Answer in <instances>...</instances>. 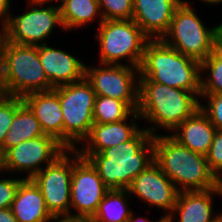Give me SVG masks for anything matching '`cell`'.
Masks as SVG:
<instances>
[{"instance_id":"cell-12","label":"cell","mask_w":222,"mask_h":222,"mask_svg":"<svg viewBox=\"0 0 222 222\" xmlns=\"http://www.w3.org/2000/svg\"><path fill=\"white\" fill-rule=\"evenodd\" d=\"M66 150L62 143L47 134L23 141L2 154L3 171L27 172L25 179H32L42 170V163L43 165L53 163Z\"/></svg>"},{"instance_id":"cell-22","label":"cell","mask_w":222,"mask_h":222,"mask_svg":"<svg viewBox=\"0 0 222 222\" xmlns=\"http://www.w3.org/2000/svg\"><path fill=\"white\" fill-rule=\"evenodd\" d=\"M45 135L39 121L30 108L23 103L13 117L9 131L0 144V152L3 154L7 149L20 144L23 141Z\"/></svg>"},{"instance_id":"cell-5","label":"cell","mask_w":222,"mask_h":222,"mask_svg":"<svg viewBox=\"0 0 222 222\" xmlns=\"http://www.w3.org/2000/svg\"><path fill=\"white\" fill-rule=\"evenodd\" d=\"M0 63L7 95L23 98L53 89L39 60L38 46L15 44L0 37Z\"/></svg>"},{"instance_id":"cell-10","label":"cell","mask_w":222,"mask_h":222,"mask_svg":"<svg viewBox=\"0 0 222 222\" xmlns=\"http://www.w3.org/2000/svg\"><path fill=\"white\" fill-rule=\"evenodd\" d=\"M80 157L77 148L67 149L32 178L40 188L46 207L52 216L72 213L70 212L71 178L73 164Z\"/></svg>"},{"instance_id":"cell-20","label":"cell","mask_w":222,"mask_h":222,"mask_svg":"<svg viewBox=\"0 0 222 222\" xmlns=\"http://www.w3.org/2000/svg\"><path fill=\"white\" fill-rule=\"evenodd\" d=\"M217 129L199 108L185 119L171 134L181 145L192 151L207 155Z\"/></svg>"},{"instance_id":"cell-30","label":"cell","mask_w":222,"mask_h":222,"mask_svg":"<svg viewBox=\"0 0 222 222\" xmlns=\"http://www.w3.org/2000/svg\"><path fill=\"white\" fill-rule=\"evenodd\" d=\"M25 178H2L0 179V209L11 208L17 189Z\"/></svg>"},{"instance_id":"cell-31","label":"cell","mask_w":222,"mask_h":222,"mask_svg":"<svg viewBox=\"0 0 222 222\" xmlns=\"http://www.w3.org/2000/svg\"><path fill=\"white\" fill-rule=\"evenodd\" d=\"M209 169L214 173L222 166V131L216 130L215 136L206 155Z\"/></svg>"},{"instance_id":"cell-34","label":"cell","mask_w":222,"mask_h":222,"mask_svg":"<svg viewBox=\"0 0 222 222\" xmlns=\"http://www.w3.org/2000/svg\"><path fill=\"white\" fill-rule=\"evenodd\" d=\"M222 166L213 173V186L212 189L218 196H222Z\"/></svg>"},{"instance_id":"cell-17","label":"cell","mask_w":222,"mask_h":222,"mask_svg":"<svg viewBox=\"0 0 222 222\" xmlns=\"http://www.w3.org/2000/svg\"><path fill=\"white\" fill-rule=\"evenodd\" d=\"M132 117L128 123V118L106 124L94 123L89 135L83 140V148L77 151L80 155H92L130 140L140 130L136 124V120L141 118L140 115L134 111Z\"/></svg>"},{"instance_id":"cell-33","label":"cell","mask_w":222,"mask_h":222,"mask_svg":"<svg viewBox=\"0 0 222 222\" xmlns=\"http://www.w3.org/2000/svg\"><path fill=\"white\" fill-rule=\"evenodd\" d=\"M10 2H12L11 0H0V21L1 23V28L3 29L6 24L9 21V18L11 16V13L9 11L10 10Z\"/></svg>"},{"instance_id":"cell-13","label":"cell","mask_w":222,"mask_h":222,"mask_svg":"<svg viewBox=\"0 0 222 222\" xmlns=\"http://www.w3.org/2000/svg\"><path fill=\"white\" fill-rule=\"evenodd\" d=\"M108 190L87 159L80 157L73 164L70 211L77 210L73 215L92 218Z\"/></svg>"},{"instance_id":"cell-36","label":"cell","mask_w":222,"mask_h":222,"mask_svg":"<svg viewBox=\"0 0 222 222\" xmlns=\"http://www.w3.org/2000/svg\"><path fill=\"white\" fill-rule=\"evenodd\" d=\"M216 48L222 49V23L214 27Z\"/></svg>"},{"instance_id":"cell-7","label":"cell","mask_w":222,"mask_h":222,"mask_svg":"<svg viewBox=\"0 0 222 222\" xmlns=\"http://www.w3.org/2000/svg\"><path fill=\"white\" fill-rule=\"evenodd\" d=\"M96 39L99 40L100 64H123L140 68L146 43L150 40L132 20H103Z\"/></svg>"},{"instance_id":"cell-27","label":"cell","mask_w":222,"mask_h":222,"mask_svg":"<svg viewBox=\"0 0 222 222\" xmlns=\"http://www.w3.org/2000/svg\"><path fill=\"white\" fill-rule=\"evenodd\" d=\"M103 20H130L133 0H98Z\"/></svg>"},{"instance_id":"cell-16","label":"cell","mask_w":222,"mask_h":222,"mask_svg":"<svg viewBox=\"0 0 222 222\" xmlns=\"http://www.w3.org/2000/svg\"><path fill=\"white\" fill-rule=\"evenodd\" d=\"M38 55L53 88L79 81L85 77L86 65L75 55L49 47L47 43L38 46Z\"/></svg>"},{"instance_id":"cell-15","label":"cell","mask_w":222,"mask_h":222,"mask_svg":"<svg viewBox=\"0 0 222 222\" xmlns=\"http://www.w3.org/2000/svg\"><path fill=\"white\" fill-rule=\"evenodd\" d=\"M184 0H133L132 20L150 40L167 33L175 10Z\"/></svg>"},{"instance_id":"cell-39","label":"cell","mask_w":222,"mask_h":222,"mask_svg":"<svg viewBox=\"0 0 222 222\" xmlns=\"http://www.w3.org/2000/svg\"><path fill=\"white\" fill-rule=\"evenodd\" d=\"M202 2H204V3H209V5L211 4V5H216V4H219V3H222V0H202Z\"/></svg>"},{"instance_id":"cell-21","label":"cell","mask_w":222,"mask_h":222,"mask_svg":"<svg viewBox=\"0 0 222 222\" xmlns=\"http://www.w3.org/2000/svg\"><path fill=\"white\" fill-rule=\"evenodd\" d=\"M11 210L18 222H50L53 217L40 188L32 179L20 183Z\"/></svg>"},{"instance_id":"cell-4","label":"cell","mask_w":222,"mask_h":222,"mask_svg":"<svg viewBox=\"0 0 222 222\" xmlns=\"http://www.w3.org/2000/svg\"><path fill=\"white\" fill-rule=\"evenodd\" d=\"M153 145L154 161L179 191L212 188L213 173L205 155L184 147L171 135L153 136Z\"/></svg>"},{"instance_id":"cell-14","label":"cell","mask_w":222,"mask_h":222,"mask_svg":"<svg viewBox=\"0 0 222 222\" xmlns=\"http://www.w3.org/2000/svg\"><path fill=\"white\" fill-rule=\"evenodd\" d=\"M128 191L150 207L168 211L162 216L164 220L171 215L180 192L155 161L133 179Z\"/></svg>"},{"instance_id":"cell-42","label":"cell","mask_w":222,"mask_h":222,"mask_svg":"<svg viewBox=\"0 0 222 222\" xmlns=\"http://www.w3.org/2000/svg\"><path fill=\"white\" fill-rule=\"evenodd\" d=\"M216 222H222V216H221L220 219H219L218 221H216Z\"/></svg>"},{"instance_id":"cell-19","label":"cell","mask_w":222,"mask_h":222,"mask_svg":"<svg viewBox=\"0 0 222 222\" xmlns=\"http://www.w3.org/2000/svg\"><path fill=\"white\" fill-rule=\"evenodd\" d=\"M214 194L217 193L212 188L208 190L180 191L171 215L164 221L173 222L174 213L179 215L176 222L218 221L222 213L214 216L212 212Z\"/></svg>"},{"instance_id":"cell-32","label":"cell","mask_w":222,"mask_h":222,"mask_svg":"<svg viewBox=\"0 0 222 222\" xmlns=\"http://www.w3.org/2000/svg\"><path fill=\"white\" fill-rule=\"evenodd\" d=\"M51 221H54V222H92L91 218L89 217L73 215V214L54 215L51 218Z\"/></svg>"},{"instance_id":"cell-8","label":"cell","mask_w":222,"mask_h":222,"mask_svg":"<svg viewBox=\"0 0 222 222\" xmlns=\"http://www.w3.org/2000/svg\"><path fill=\"white\" fill-rule=\"evenodd\" d=\"M189 3L184 0L175 10L170 27L161 40L201 62L216 49L214 27H206Z\"/></svg>"},{"instance_id":"cell-11","label":"cell","mask_w":222,"mask_h":222,"mask_svg":"<svg viewBox=\"0 0 222 222\" xmlns=\"http://www.w3.org/2000/svg\"><path fill=\"white\" fill-rule=\"evenodd\" d=\"M101 65L103 66H85V78L91 83L96 96L121 100L134 111H137L139 105V68L127 64Z\"/></svg>"},{"instance_id":"cell-2","label":"cell","mask_w":222,"mask_h":222,"mask_svg":"<svg viewBox=\"0 0 222 222\" xmlns=\"http://www.w3.org/2000/svg\"><path fill=\"white\" fill-rule=\"evenodd\" d=\"M199 99L190 91L152 82L148 78H139L137 112L140 119L154 123L150 128L146 127L153 136L157 135L158 127L172 133L200 108Z\"/></svg>"},{"instance_id":"cell-3","label":"cell","mask_w":222,"mask_h":222,"mask_svg":"<svg viewBox=\"0 0 222 222\" xmlns=\"http://www.w3.org/2000/svg\"><path fill=\"white\" fill-rule=\"evenodd\" d=\"M139 72L140 78L201 96L200 61L180 53L161 39L146 43Z\"/></svg>"},{"instance_id":"cell-37","label":"cell","mask_w":222,"mask_h":222,"mask_svg":"<svg viewBox=\"0 0 222 222\" xmlns=\"http://www.w3.org/2000/svg\"><path fill=\"white\" fill-rule=\"evenodd\" d=\"M8 95L6 94V88L3 81L2 67L0 63V102L5 99Z\"/></svg>"},{"instance_id":"cell-40","label":"cell","mask_w":222,"mask_h":222,"mask_svg":"<svg viewBox=\"0 0 222 222\" xmlns=\"http://www.w3.org/2000/svg\"><path fill=\"white\" fill-rule=\"evenodd\" d=\"M3 171V160H2V153L0 152V172Z\"/></svg>"},{"instance_id":"cell-26","label":"cell","mask_w":222,"mask_h":222,"mask_svg":"<svg viewBox=\"0 0 222 222\" xmlns=\"http://www.w3.org/2000/svg\"><path fill=\"white\" fill-rule=\"evenodd\" d=\"M201 94H222V49L216 48L200 62ZM205 74L209 73L204 77ZM208 71V72H207ZM206 79V80H205Z\"/></svg>"},{"instance_id":"cell-9","label":"cell","mask_w":222,"mask_h":222,"mask_svg":"<svg viewBox=\"0 0 222 222\" xmlns=\"http://www.w3.org/2000/svg\"><path fill=\"white\" fill-rule=\"evenodd\" d=\"M28 1L30 4L27 6L29 5L28 10H30L17 16L11 15L6 26L0 29L1 37L5 41L20 45L39 46L46 44L44 40L51 36L52 30L56 26L63 27L60 8L58 5L56 7L49 5L44 8L43 5L47 2Z\"/></svg>"},{"instance_id":"cell-18","label":"cell","mask_w":222,"mask_h":222,"mask_svg":"<svg viewBox=\"0 0 222 222\" xmlns=\"http://www.w3.org/2000/svg\"><path fill=\"white\" fill-rule=\"evenodd\" d=\"M23 101L34 113L44 134L63 144V113L58 93L54 89L32 92L25 95Z\"/></svg>"},{"instance_id":"cell-28","label":"cell","mask_w":222,"mask_h":222,"mask_svg":"<svg viewBox=\"0 0 222 222\" xmlns=\"http://www.w3.org/2000/svg\"><path fill=\"white\" fill-rule=\"evenodd\" d=\"M24 103L22 97L8 95L0 102V144L12 123L16 110Z\"/></svg>"},{"instance_id":"cell-24","label":"cell","mask_w":222,"mask_h":222,"mask_svg":"<svg viewBox=\"0 0 222 222\" xmlns=\"http://www.w3.org/2000/svg\"><path fill=\"white\" fill-rule=\"evenodd\" d=\"M129 198L128 189L108 190L91 218L92 222H126L133 211L126 204Z\"/></svg>"},{"instance_id":"cell-38","label":"cell","mask_w":222,"mask_h":222,"mask_svg":"<svg viewBox=\"0 0 222 222\" xmlns=\"http://www.w3.org/2000/svg\"><path fill=\"white\" fill-rule=\"evenodd\" d=\"M134 216H135L134 213L131 212L130 217L128 218V220L126 222H153V221H150L149 219H146L144 217L136 218ZM155 222H164V219L161 218Z\"/></svg>"},{"instance_id":"cell-29","label":"cell","mask_w":222,"mask_h":222,"mask_svg":"<svg viewBox=\"0 0 222 222\" xmlns=\"http://www.w3.org/2000/svg\"><path fill=\"white\" fill-rule=\"evenodd\" d=\"M201 99H207L208 105L200 104V109L208 116L217 130L222 131V94H201Z\"/></svg>"},{"instance_id":"cell-25","label":"cell","mask_w":222,"mask_h":222,"mask_svg":"<svg viewBox=\"0 0 222 222\" xmlns=\"http://www.w3.org/2000/svg\"><path fill=\"white\" fill-rule=\"evenodd\" d=\"M134 110L121 100L96 96L94 110H93V120L94 123H112L123 121L129 118Z\"/></svg>"},{"instance_id":"cell-35","label":"cell","mask_w":222,"mask_h":222,"mask_svg":"<svg viewBox=\"0 0 222 222\" xmlns=\"http://www.w3.org/2000/svg\"><path fill=\"white\" fill-rule=\"evenodd\" d=\"M0 222H18L11 208L0 209Z\"/></svg>"},{"instance_id":"cell-41","label":"cell","mask_w":222,"mask_h":222,"mask_svg":"<svg viewBox=\"0 0 222 222\" xmlns=\"http://www.w3.org/2000/svg\"><path fill=\"white\" fill-rule=\"evenodd\" d=\"M34 1H38V2H47V3H51L53 0H34ZM56 1H58L59 2V0H56ZM54 2H55V0H54Z\"/></svg>"},{"instance_id":"cell-23","label":"cell","mask_w":222,"mask_h":222,"mask_svg":"<svg viewBox=\"0 0 222 222\" xmlns=\"http://www.w3.org/2000/svg\"><path fill=\"white\" fill-rule=\"evenodd\" d=\"M63 29L69 31L93 22L98 15L103 21L98 0H60L59 1ZM97 15V16H96Z\"/></svg>"},{"instance_id":"cell-1","label":"cell","mask_w":222,"mask_h":222,"mask_svg":"<svg viewBox=\"0 0 222 222\" xmlns=\"http://www.w3.org/2000/svg\"><path fill=\"white\" fill-rule=\"evenodd\" d=\"M96 169L109 189H128L133 179L154 161L153 135L145 128L128 141L101 153L80 155Z\"/></svg>"},{"instance_id":"cell-6","label":"cell","mask_w":222,"mask_h":222,"mask_svg":"<svg viewBox=\"0 0 222 222\" xmlns=\"http://www.w3.org/2000/svg\"><path fill=\"white\" fill-rule=\"evenodd\" d=\"M53 89L59 95L63 113V145L67 149H76L75 144L83 142L94 124L96 93L85 77Z\"/></svg>"}]
</instances>
